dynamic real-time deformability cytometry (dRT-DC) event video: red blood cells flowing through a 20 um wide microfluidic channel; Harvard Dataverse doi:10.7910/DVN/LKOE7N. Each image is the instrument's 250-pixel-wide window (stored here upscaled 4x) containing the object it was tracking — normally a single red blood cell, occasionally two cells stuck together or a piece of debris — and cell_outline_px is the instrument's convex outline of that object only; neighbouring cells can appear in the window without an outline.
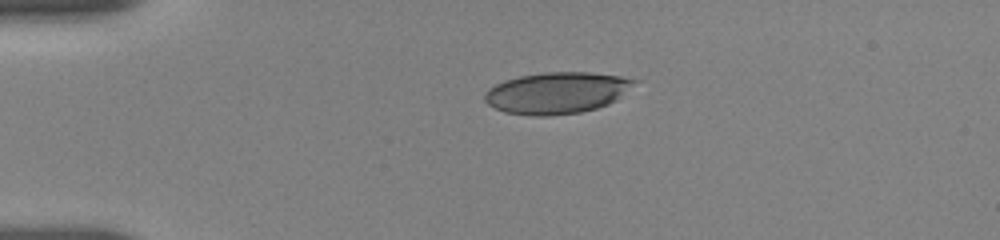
{"species": "human", "species_latin": "Homo sapiens", "temperature_condition": "room temperature", "stored_images_in_passage": 43, "camera_frame_rate_fps": 3000, "um_per_image_px": 0.085, "donor": {"sex": "female"}, "frame": {"image": 1, "passage_image": 1, "time_ms": 0.0, "image_size_px": [1000, 240], "cell_outline_px": [[640, 80], [616, 100], [608, 104], [596, 108], [580, 112], [548, 116], [532, 116], [504, 112], [488, 104], [484, 100], [484, 92], [488, 88], [504, 80], [520, 76], [544, 72], [588, 72], [620, 76]], "centroid_in_image_um": [47.32, 7.89], "position_along_channel_um": 37.7, "area_um2": 36.24}}
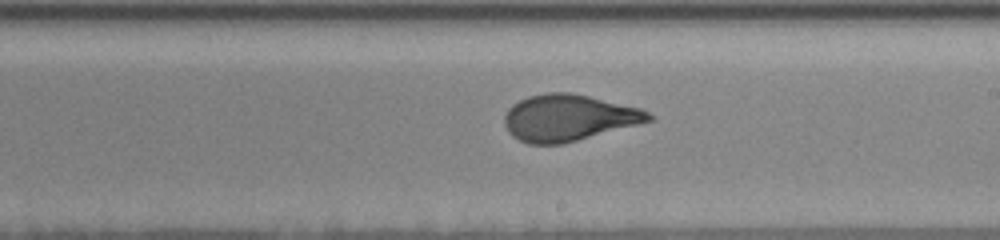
{"frame": {"image": 2, "passage_image": 21, "time_ms": 6.667, "image_size_px": [1000, 240], "cell_outline_px": [[652, 120], [576, 140], [560, 144], [528, 144], [512, 136], [508, 132], [504, 124], [504, 116], [508, 108], [512, 104], [528, 96], [548, 92], [572, 92], [640, 108], [648, 112], [652, 116]], "centroid_in_image_um": [48.26, 10.0], "position_along_channel_um": 240.7, "area_um2": 38.67}}
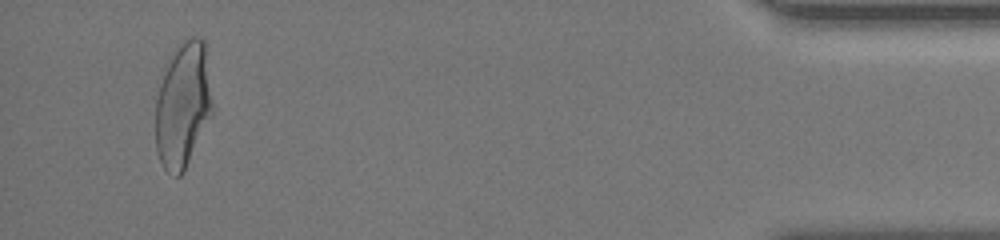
{"frame": {"image": 3, "passage_image": 41, "time_ms": 13.333, "image_size_px": [1000, 240], "cell_outline_px": [[212, 116], [184, 172], [180, 176], [176, 176], [168, 172], [164, 168], [156, 152], [156, 100], [164, 64], [168, 56], [176, 44], [192, 36], [200, 36], [204, 40], [212, 104]], "centroid_in_image_um": [15.53, 8.89], "position_along_channel_um": 419.7, "area_um2": 42.14}, "authors_computed_cell_mechanics": {"area_um2": 38.6682, "velocity_mm_per_s": 3.671, "shape_relaxation_time_tau1_ms": 5.557, "shape_relaxation_time_tau2_ms": null, "deformation_change_tau1": 0.2203, "deformation_change_tau2": null}}